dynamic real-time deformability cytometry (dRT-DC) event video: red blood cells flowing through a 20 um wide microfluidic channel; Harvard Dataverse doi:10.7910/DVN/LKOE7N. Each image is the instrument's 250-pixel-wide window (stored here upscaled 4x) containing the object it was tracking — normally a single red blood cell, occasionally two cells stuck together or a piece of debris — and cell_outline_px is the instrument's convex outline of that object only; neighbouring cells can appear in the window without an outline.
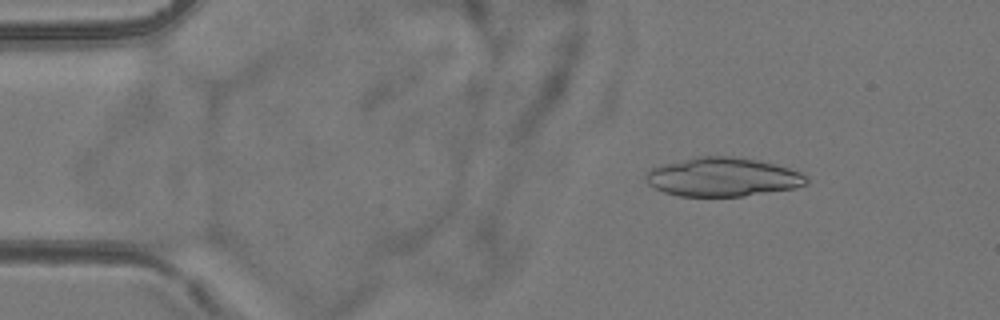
{"species": "common noctule bat (a hibernating species)", "species_latin": "Nyctalus noctula", "temperature_condition": "room temperature", "stored_images_in_passage": 6, "camera_frame_rate_fps": 3000, "um_per_image_px": 0.085, "animal": {"sex": "female", "body_mass_g": 24.6, "forearm_length_mm": 56.2}, "frame": {"image": 1, "passage_image": 3, "time_ms": 2.333, "image_size_px": [1000, 320], "cell_outline_px": [[808, 184], [796, 188], [744, 196], [680, 196], [664, 192], [648, 184], [644, 180], [644, 176], [648, 168], [692, 156], [732, 156], [760, 160], [776, 164], [800, 172], [808, 180]], "centroid_in_image_um": [61.39, 15.03], "position_along_channel_um": 23.6, "area_um2": 36.76}}